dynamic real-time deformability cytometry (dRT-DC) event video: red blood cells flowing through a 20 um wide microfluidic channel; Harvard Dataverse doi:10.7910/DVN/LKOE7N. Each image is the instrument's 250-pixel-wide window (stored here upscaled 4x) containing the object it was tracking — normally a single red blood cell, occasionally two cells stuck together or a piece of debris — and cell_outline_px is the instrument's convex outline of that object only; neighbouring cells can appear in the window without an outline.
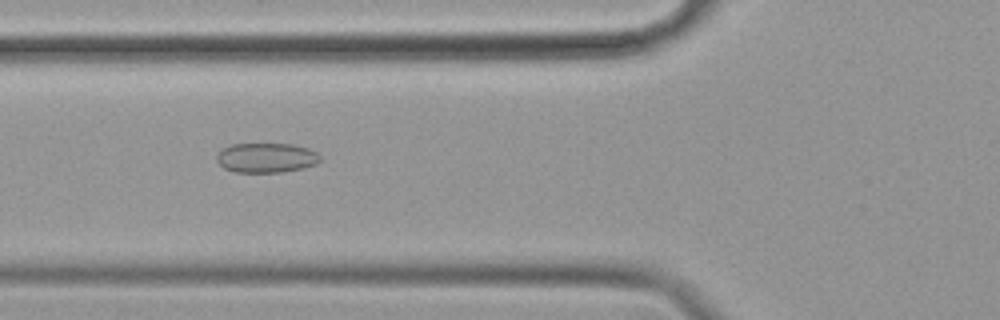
{"species": "common noctule bat (a hibernating species)", "species_latin": "Nyctalus noctula", "temperature_condition": "cold", "stored_images_in_passage": 50, "camera_frame_rate_fps": 3000, "um_per_image_px": 0.085, "animal": {"sex": "female", "body_mass_g": 19.9}, "frame": {"image": 1, "passage_image": 14, "time_ms": 4.333, "image_size_px": [1000, 320], "cell_outline_px": [[320, 160], [316, 164], [304, 168], [280, 172], [236, 172], [224, 168], [216, 160], [216, 156], [224, 148], [232, 144], [292, 144], [308, 148], [316, 152], [320, 156]], "centroid_in_image_um": [22.65, 13.41], "position_along_channel_um": 103.2, "area_um2": 17.8}}
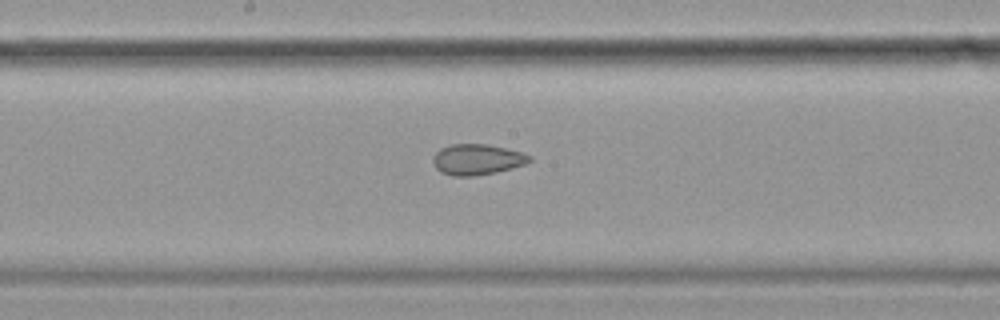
{"frame": {"image": 2, "passage_image": 23, "time_ms": 7.333, "image_size_px": [1000, 320], "cell_outline_px": [[532, 160], [524, 164], [512, 168], [496, 172], [476, 176], [452, 176], [440, 172], [432, 164], [432, 156], [440, 148], [452, 144], [488, 144], [524, 152], [532, 156]], "centroid_in_image_um": [40.54, 13.55], "position_along_channel_um": 207.7, "area_um2": 17.57}}
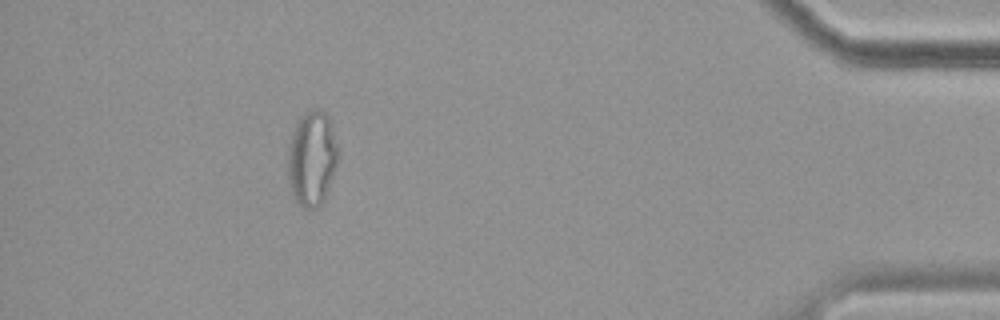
{"frame": {"image": 3, "passage_image": 45, "time_ms": 14.667, "image_size_px": [1000, 320], "cell_outline_px": [[340, 152], [324, 200], [316, 208], [304, 208], [296, 200], [292, 192], [288, 180], [288, 144], [292, 132], [300, 116], [304, 112], [312, 108], [320, 108], [328, 116], [332, 124]], "centroid_in_image_um": [26.52, 13.4], "position_along_channel_um": 408.7, "area_um2": 28.03}, "authors_computed_cell_mechanics": {"area_um2": 20.7502, "velocity_mm_per_s": 3.4836, "shape_relaxation_time_tau1_ms": null, "shape_relaxation_time_tau2_ms": 1.1805, "deformation_change_tau1": null, "deformation_change_tau2": 0.0572}}